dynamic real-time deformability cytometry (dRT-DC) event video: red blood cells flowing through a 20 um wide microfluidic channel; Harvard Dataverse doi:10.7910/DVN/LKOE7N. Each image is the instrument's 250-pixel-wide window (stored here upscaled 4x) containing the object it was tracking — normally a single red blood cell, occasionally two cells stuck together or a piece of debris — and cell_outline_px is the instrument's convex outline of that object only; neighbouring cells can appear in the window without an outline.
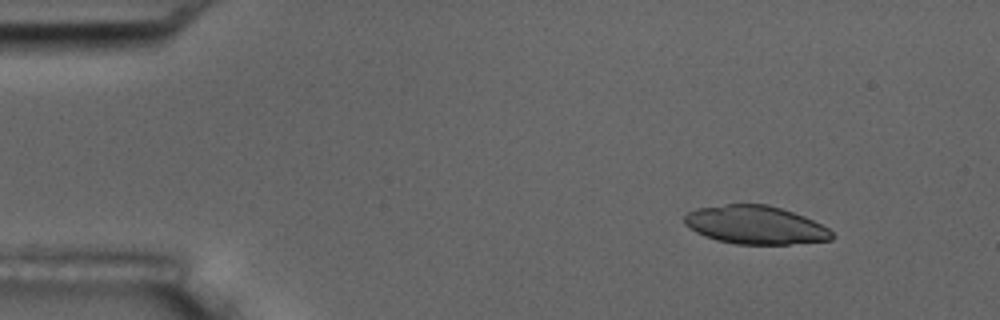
{"species": "common noctule bat (a hibernating species)", "species_latin": "Nyctalus noctula", "temperature_condition": "room temperature", "stored_images_in_passage": 3, "camera_frame_rate_fps": 3000, "um_per_image_px": 0.085, "animal": {"sex": "male", "body_mass_g": 17.5, "forearm_length_mm": 52.3}, "frame": {"image": 1, "passage_image": 1, "time_ms": 0.0, "image_size_px": [1000, 320], "cell_outline_px": [[836, 236], [832, 240], [788, 244], [736, 244], [716, 240], [704, 236], [696, 232], [684, 224], [684, 216], [688, 212], [696, 208], [724, 204], [768, 204], [804, 216], [828, 228]], "centroid_in_image_um": [64.19, 19.12], "position_along_channel_um": 20.8, "area_um2": 33.0}}